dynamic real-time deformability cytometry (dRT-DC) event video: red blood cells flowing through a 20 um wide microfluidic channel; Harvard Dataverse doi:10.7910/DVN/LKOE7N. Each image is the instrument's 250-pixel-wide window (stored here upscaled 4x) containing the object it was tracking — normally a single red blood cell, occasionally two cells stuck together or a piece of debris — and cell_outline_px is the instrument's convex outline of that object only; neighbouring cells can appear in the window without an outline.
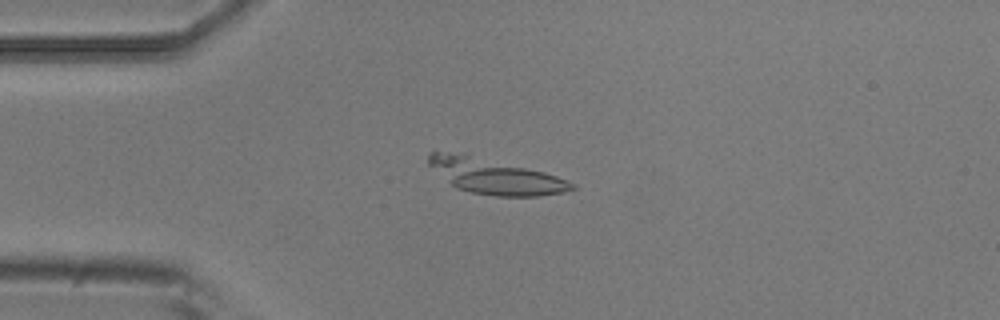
{"species": "common noctule bat (a hibernating species)", "species_latin": "Nyctalus noctula", "temperature_condition": "room temperature", "stored_images_in_passage": 5, "camera_frame_rate_fps": 3000, "um_per_image_px": 0.085, "animal": {"sex": "male", "body_mass_g": 20.5, "forearm_length_mm": 52.5}, "frame": {"image": 1, "passage_image": 4, "time_ms": 1.0, "image_size_px": [1000, 320], "cell_outline_px": [[576, 188], [564, 192], [536, 196], [496, 196], [472, 192], [456, 188], [428, 164], [428, 156], [432, 152], [468, 152], [544, 172], [556, 176], [576, 184]], "centroid_in_image_um": [42.07, 14.95], "position_along_channel_um": 42.9, "area_um2": 29.54}}